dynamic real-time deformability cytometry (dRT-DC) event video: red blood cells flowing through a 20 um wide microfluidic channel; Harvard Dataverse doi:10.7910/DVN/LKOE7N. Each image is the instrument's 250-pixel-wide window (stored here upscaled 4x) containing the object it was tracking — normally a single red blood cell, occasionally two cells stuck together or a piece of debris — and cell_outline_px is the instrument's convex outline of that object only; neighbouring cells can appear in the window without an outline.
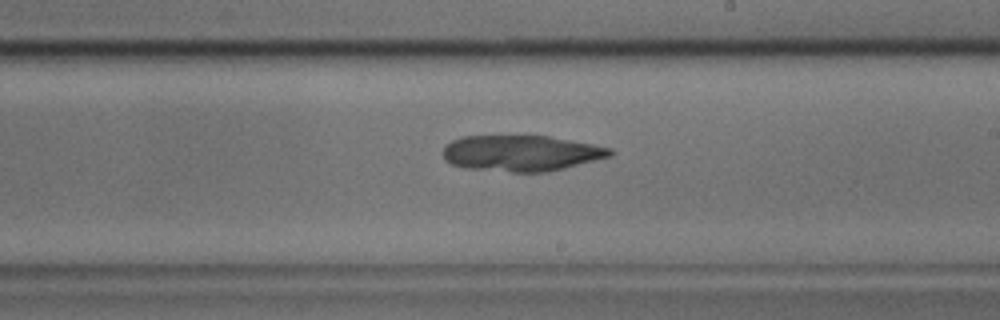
{"species": "common noctule bat (a hibernating species)", "species_latin": "Nyctalus noctula", "temperature_condition": "cold", "stored_images_in_passage": 36, "camera_frame_rate_fps": 3000, "um_per_image_px": 0.085, "animal": {"sex": "male", "body_mass_g": 17.9, "forearm_length_mm": 54.2}, "frame": {"image": 1, "passage_image": 16, "time_ms": 5.0, "image_size_px": [1000, 320], "cell_outline_px": [[616, 152], [612, 156], [548, 172], [512, 172], [468, 168], [452, 164], [444, 160], [444, 144], [460, 136], [548, 136], [592, 144], [612, 148]], "centroid_in_image_um": [44.31, 13.02], "position_along_channel_um": 244.7, "area_um2": 35.03}}
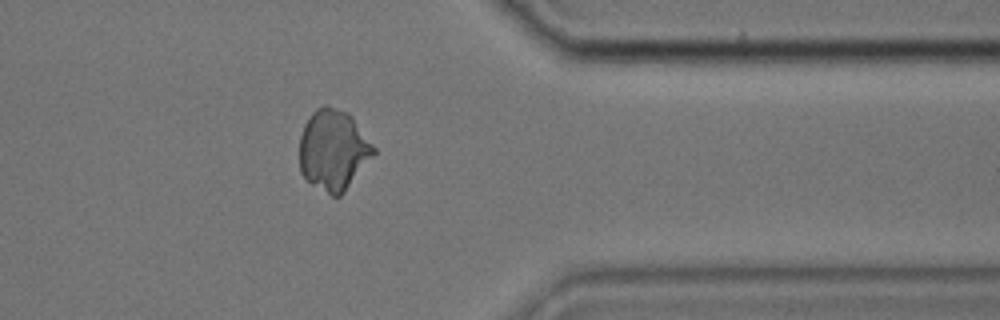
{"frame": {"image": 2, "passage_image": 27, "time_ms": 8.667, "image_size_px": [1000, 320], "cell_outline_px": [[376, 152], [344, 192], [340, 196], [332, 196], [312, 184], [300, 172], [300, 136], [304, 124], [312, 112], [316, 108], [324, 104], [328, 104], [348, 112], [352, 116], [376, 148]], "centroid_in_image_um": [28.33, 12.71], "position_along_channel_um": 383.1, "area_um2": 34.91}}
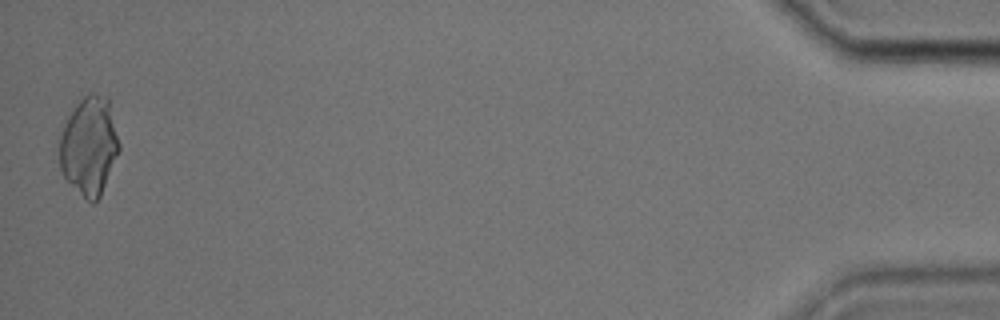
{"frame": {"image": 3, "passage_image": 36, "time_ms": 11.667, "image_size_px": [1000, 320], "cell_outline_px": [[120, 148], [100, 196], [92, 204], [64, 176], [60, 168], [60, 136], [64, 124], [68, 116], [76, 104], [88, 92], [96, 92], [108, 96], [120, 144]], "centroid_in_image_um": [7.59, 12.33], "position_along_channel_um": 427.6, "area_um2": 33.87}}